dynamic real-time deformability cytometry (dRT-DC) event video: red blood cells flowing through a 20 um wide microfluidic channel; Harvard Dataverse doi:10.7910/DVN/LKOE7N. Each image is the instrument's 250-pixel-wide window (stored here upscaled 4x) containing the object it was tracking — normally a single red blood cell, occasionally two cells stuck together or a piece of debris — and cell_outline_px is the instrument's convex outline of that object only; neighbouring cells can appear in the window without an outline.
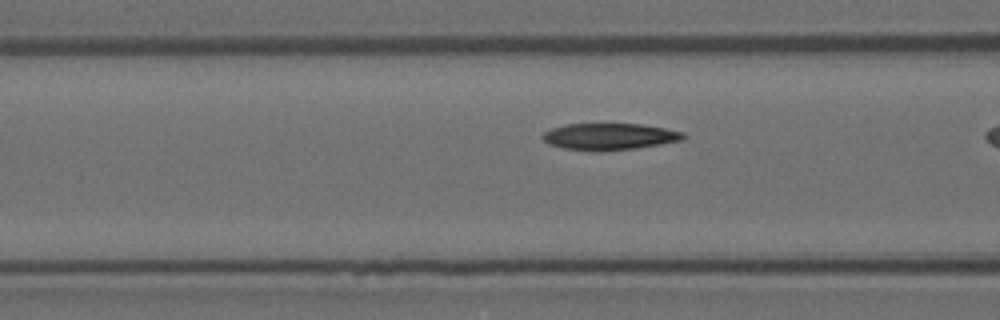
{"species": "Egyptian fruit bat (a non-hibernating species)", "species_latin": "Rousettus aegyptiacus", "temperature_condition": "room temperature", "stored_images_in_passage": 27, "camera_frame_rate_fps": 3000, "um_per_image_px": 0.085, "animal": {"sex": "female"}, "frame": {"image": 1, "passage_image": 16, "time_ms": 5.0, "image_size_px": [1000, 320], "cell_outline_px": [[688, 136], [684, 140], [636, 148], [600, 152], [564, 148], [548, 144], [540, 136], [544, 132], [552, 128], [568, 124], [640, 124], [664, 128], [684, 132]], "centroid_in_image_um": [51.82, 11.61], "position_along_channel_um": 114.8, "area_um2": 21.96}}
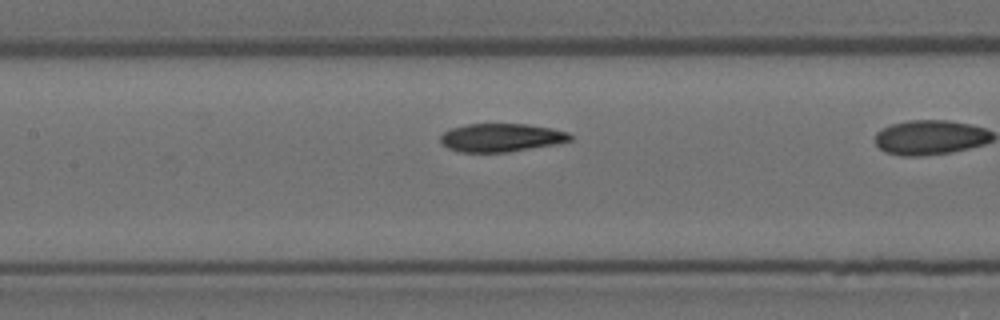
{"frame": {"image": 2, "passage_image": 20, "time_ms": 6.333, "image_size_px": [1000, 320], "cell_outline_px": [[572, 140], [556, 144], [508, 152], [460, 152], [448, 148], [440, 144], [440, 136], [448, 128], [468, 124], [528, 124], [552, 128], [568, 132], [572, 136]], "centroid_in_image_um": [42.58, 11.69], "position_along_channel_um": 164.8, "area_um2": 21.56}}
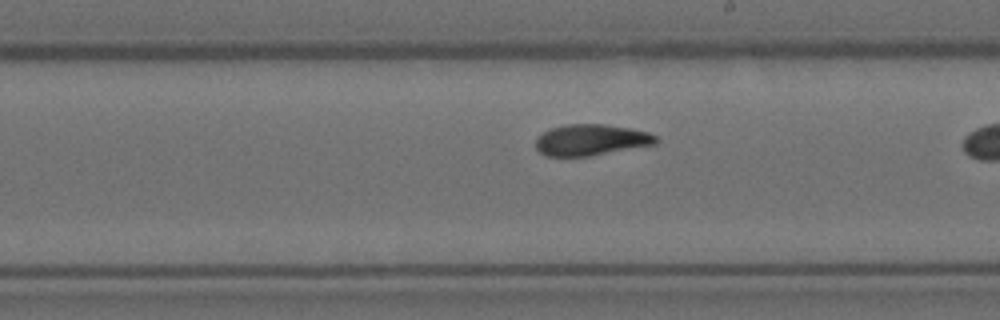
{"frame": {"image": 3, "passage_image": 26, "time_ms": 8.333, "image_size_px": [1000, 320], "cell_outline_px": [[660, 140], [656, 144], [588, 156], [544, 156], [536, 148], [536, 136], [552, 128], [568, 124], [604, 124], [632, 128], [648, 132], [656, 136]], "centroid_in_image_um": [50.25, 11.89], "position_along_channel_um": 238.8, "area_um2": 21.85}}